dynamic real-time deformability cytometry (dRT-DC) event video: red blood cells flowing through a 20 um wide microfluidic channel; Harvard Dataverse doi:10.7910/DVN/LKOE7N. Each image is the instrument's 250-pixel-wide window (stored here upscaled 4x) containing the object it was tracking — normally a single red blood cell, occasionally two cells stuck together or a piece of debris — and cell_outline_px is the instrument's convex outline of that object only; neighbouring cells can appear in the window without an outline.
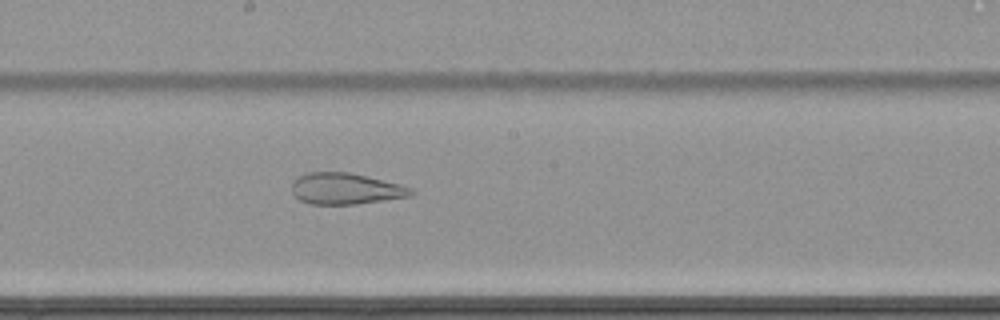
{"species": "common noctule bat (a hibernating species)", "species_latin": "Nyctalus noctula", "temperature_condition": "cold", "stored_images_in_passage": 62, "camera_frame_rate_fps": 3000, "um_per_image_px": 0.085, "animal": {"sex": "female", "body_mass_g": 22.7, "forearm_length_mm": 54.2}, "frame": {"image": 1, "passage_image": 36, "time_ms": 11.667, "image_size_px": [1000, 320], "cell_outline_px": [[416, 192], [412, 196], [356, 204], [308, 204], [300, 200], [292, 192], [292, 180], [308, 172], [348, 172], [400, 184], [412, 188]], "centroid_in_image_um": [29.38, 16.04], "position_along_channel_um": 218.8, "area_um2": 21.73}}
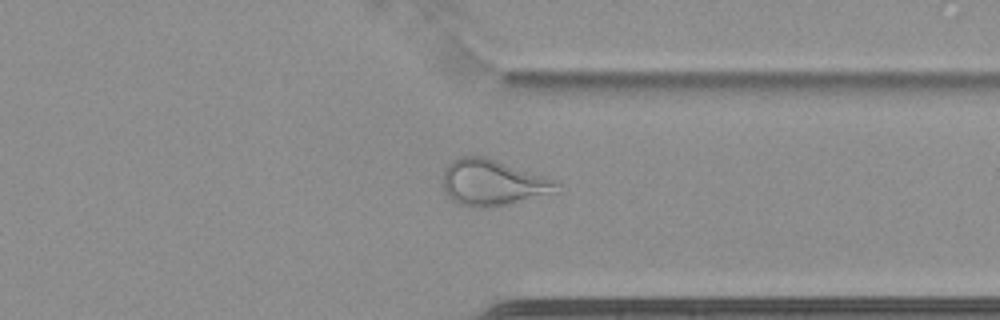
{"frame": {"image": 2, "passage_image": 49, "time_ms": 16.0, "image_size_px": [1000, 320], "cell_outline_px": [[560, 184], [552, 192], [508, 204], [488, 208], [476, 208], [460, 204], [452, 200], [444, 192], [444, 168], [452, 160], [460, 156], [484, 156], [556, 180]], "centroid_in_image_um": [41.82, 15.52], "position_along_channel_um": 369.6, "area_um2": 30.11}}
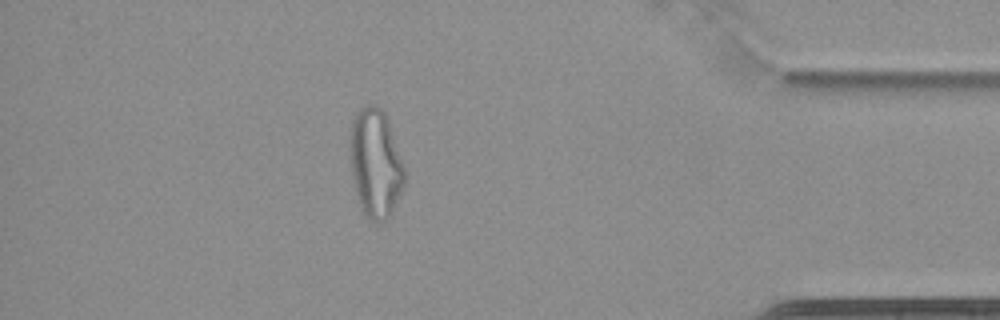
{"frame": {"image": 3, "passage_image": 55, "time_ms": 18.0, "image_size_px": [1000, 320], "cell_outline_px": [[404, 184], [392, 212], [388, 220], [380, 224], [376, 224], [364, 216], [360, 208], [356, 196], [352, 180], [348, 160], [348, 136], [352, 120], [356, 112], [360, 108], [368, 104], [376, 104], [388, 116], [404, 164]], "centroid_in_image_um": [31.87, 13.88], "position_along_channel_um": 403.3, "area_um2": 36.01}}